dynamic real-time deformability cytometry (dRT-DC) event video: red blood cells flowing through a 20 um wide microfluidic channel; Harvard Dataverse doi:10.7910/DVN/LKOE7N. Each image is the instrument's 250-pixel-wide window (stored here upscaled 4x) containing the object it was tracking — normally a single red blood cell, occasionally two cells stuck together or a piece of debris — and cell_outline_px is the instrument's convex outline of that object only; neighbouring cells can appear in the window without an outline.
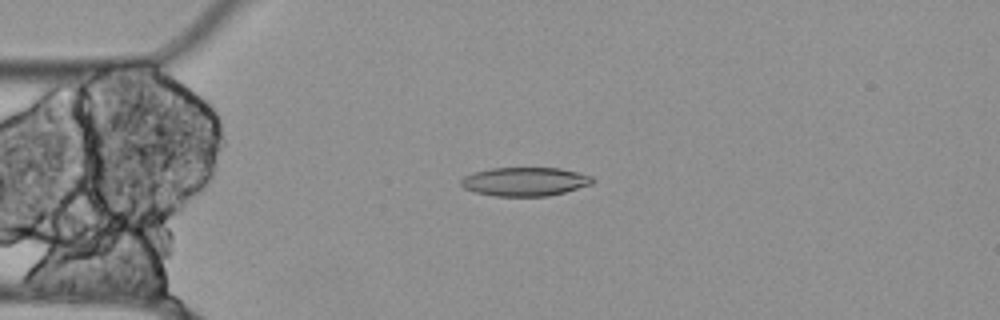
{"species": "Egyptian fruit bat (a non-hibernating species)", "species_latin": "Rousettus aegyptiacus", "temperature_condition": "cold", "stored_images_in_passage": 41, "segment_of_instrument_passage": [1, 3], "camera_frame_rate_fps": 3000, "um_per_image_px": 0.085, "animal": {"sex": "female"}, "frame": {"image": 1, "passage_image": 4, "time_ms": 1.0, "image_size_px": [1000, 320], "cell_outline_px": [[596, 180], [592, 184], [564, 192], [548, 196], [496, 196], [476, 192], [464, 188], [460, 184], [460, 180], [464, 176], [476, 172], [492, 168], [560, 168], [580, 172], [592, 176]], "centroid_in_image_um": [44.66, 15.43], "position_along_channel_um": 40.3, "area_um2": 22.02}}